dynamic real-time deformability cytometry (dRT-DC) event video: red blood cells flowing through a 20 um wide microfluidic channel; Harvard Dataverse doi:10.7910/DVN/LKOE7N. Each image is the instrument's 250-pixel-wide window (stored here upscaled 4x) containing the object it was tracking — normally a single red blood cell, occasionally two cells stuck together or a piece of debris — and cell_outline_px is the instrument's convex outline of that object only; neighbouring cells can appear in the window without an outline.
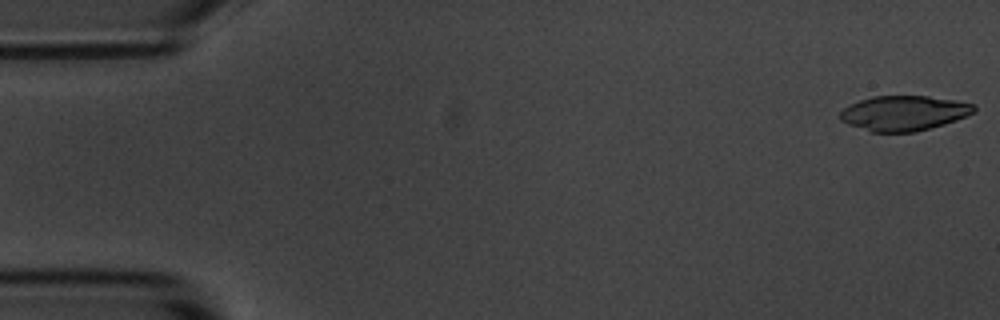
{"species": "common noctule bat (a hibernating species)", "species_latin": "Nyctalus noctula", "temperature_condition": "room temperature", "stored_images_in_passage": 5, "camera_frame_rate_fps": 3000, "um_per_image_px": 0.085, "animal": {"sex": "male", "body_mass_g": 20.1, "forearm_length_mm": 53.5}, "frame": {"image": 1, "passage_image": 1, "time_ms": 0.0, "image_size_px": [1000, 320], "cell_outline_px": [[976, 112], [956, 120], [944, 124], [916, 132], [872, 132], [848, 124], [840, 120], [840, 112], [844, 108], [860, 100], [872, 96], [928, 96], [956, 100], [976, 104]], "centroid_in_image_um": [76.87, 9.61], "position_along_channel_um": 8.1, "area_um2": 27.34}}